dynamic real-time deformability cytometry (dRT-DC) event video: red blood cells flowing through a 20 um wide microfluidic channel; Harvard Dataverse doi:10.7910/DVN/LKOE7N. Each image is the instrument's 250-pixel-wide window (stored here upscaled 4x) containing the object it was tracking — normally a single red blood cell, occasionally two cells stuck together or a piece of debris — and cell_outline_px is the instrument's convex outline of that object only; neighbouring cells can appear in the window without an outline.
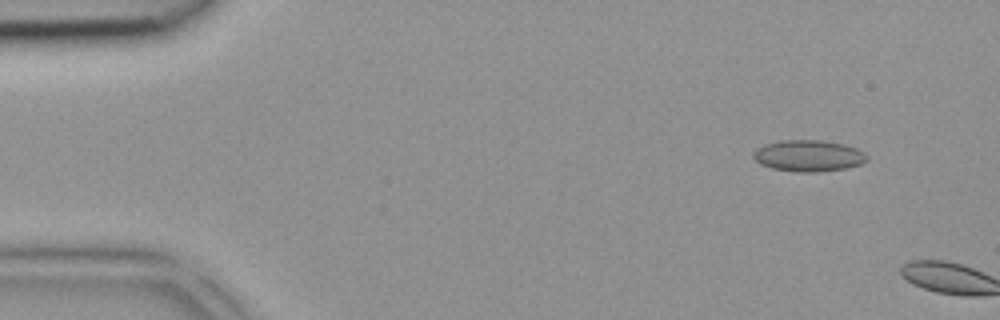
{"species": "common noctule bat (a hibernating species)", "species_latin": "Nyctalus noctula", "temperature_condition": "room temperature", "stored_images_in_passage": 2, "camera_frame_rate_fps": 3000, "um_per_image_px": 0.085, "animal": {"sex": "female", "body_mass_g": 18.4}, "frame": {"image": 1, "passage_image": 1, "time_ms": 0.0, "image_size_px": [1000, 320], "cell_outline_px": [[868, 160], [860, 164], [844, 168], [816, 172], [800, 172], [772, 168], [760, 164], [752, 156], [752, 152], [756, 148], [764, 144], [780, 140], [820, 140], [844, 144], [856, 148], [864, 152], [868, 156]], "centroid_in_image_um": [68.7, 13.23], "position_along_channel_um": 16.3, "area_um2": 20.81}}